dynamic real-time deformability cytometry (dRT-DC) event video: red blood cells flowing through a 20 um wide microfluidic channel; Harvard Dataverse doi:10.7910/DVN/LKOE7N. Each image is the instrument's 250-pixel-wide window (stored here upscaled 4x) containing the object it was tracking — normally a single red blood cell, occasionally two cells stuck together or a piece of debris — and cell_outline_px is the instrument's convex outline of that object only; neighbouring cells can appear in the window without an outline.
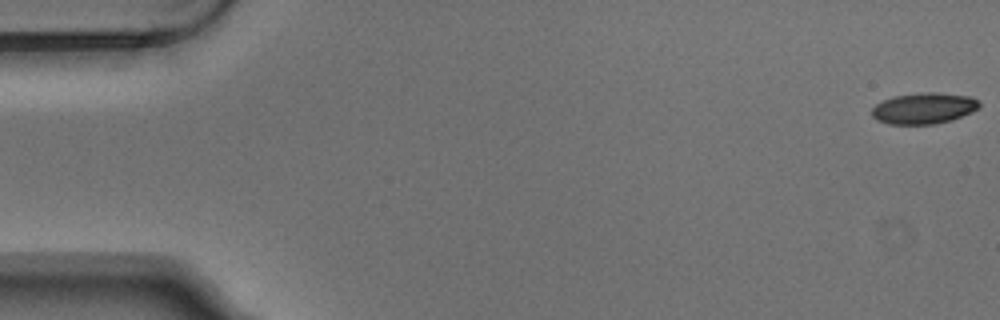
{"species": "Egyptian fruit bat (a non-hibernating species)", "species_latin": "Rousettus aegyptiacus", "temperature_condition": "warm", "stored_images_in_passage": 5, "camera_frame_rate_fps": 3000, "um_per_image_px": 0.085, "animal": {"sex": "male"}, "frame": {"image": 1, "passage_image": 1, "time_ms": 0.0, "image_size_px": [1000, 320], "cell_outline_px": [[980, 108], [972, 112], [952, 120], [936, 124], [888, 124], [876, 120], [872, 116], [872, 108], [876, 104], [892, 96], [924, 92], [936, 92], [968, 96], [976, 100], [980, 104]], "centroid_in_image_um": [78.51, 9.21], "position_along_channel_um": 6.5, "area_um2": 19.54}}
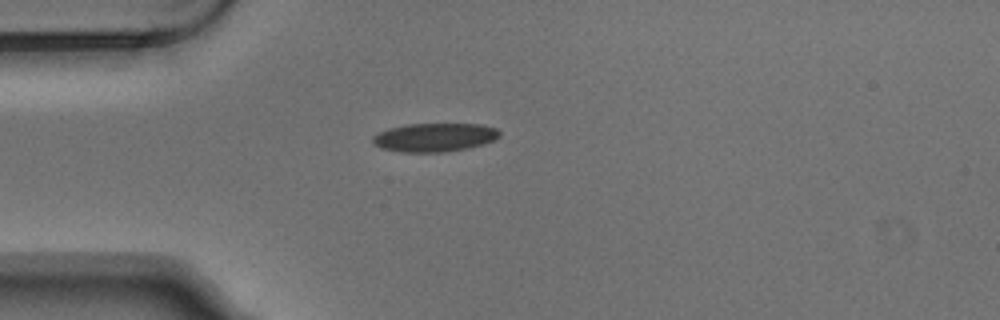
{"frame": {"image": 2, "passage_image": 5, "time_ms": 1.333, "image_size_px": [1000, 320], "cell_outline_px": [[500, 136], [484, 144], [468, 148], [444, 152], [400, 152], [380, 148], [372, 144], [372, 136], [388, 128], [408, 124], [480, 124], [496, 128], [500, 132]], "centroid_in_image_um": [36.9, 11.68], "position_along_channel_um": 48.1, "area_um2": 21.21}}